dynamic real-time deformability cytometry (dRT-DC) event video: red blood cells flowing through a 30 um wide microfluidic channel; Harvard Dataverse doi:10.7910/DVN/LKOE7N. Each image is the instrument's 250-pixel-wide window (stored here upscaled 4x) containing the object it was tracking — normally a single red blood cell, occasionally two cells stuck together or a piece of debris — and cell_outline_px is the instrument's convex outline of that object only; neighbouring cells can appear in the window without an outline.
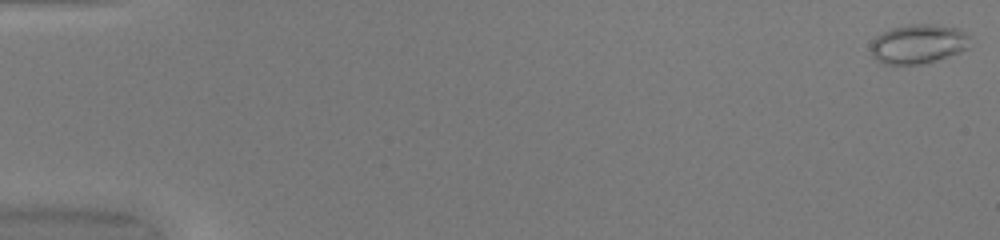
{"species": "common noctule bat (a hibernating species)", "species_latin": "Nyctalus noctula", "temperature_condition": "warm", "stored_images_in_passage": 51, "camera_frame_rate_fps": 3000, "um_per_image_px": 0.085, "animal": {"sex": "female", "body_mass_g": 20.0, "forearm_length_mm": 54.0}, "frame": {"image": 1, "passage_image": 1, "time_ms": 0.0, "image_size_px": [1000, 240], "cell_outline_px": [[968, 48], [960, 52], [920, 64], [884, 64], [876, 60], [872, 56], [872, 40], [876, 36], [892, 28], [912, 24], [932, 24], [956, 28], [964, 32], [968, 36]], "centroid_in_image_um": [78.02, 3.73], "position_along_channel_um": 7.0, "area_um2": 22.31}}
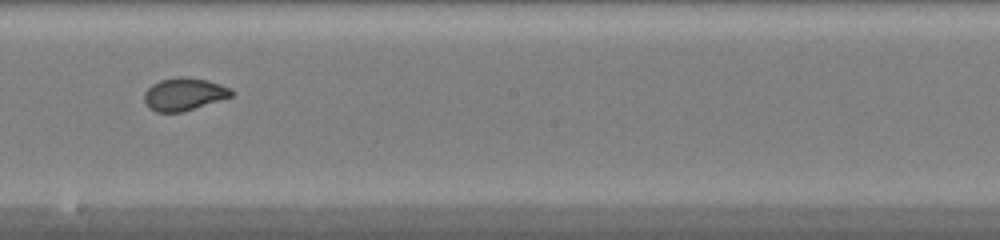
{"frame": {"image": 2, "passage_image": 30, "time_ms": 9.667, "image_size_px": [1000, 240], "cell_outline_px": [[236, 92], [232, 96], [184, 112], [156, 112], [148, 108], [144, 100], [144, 92], [152, 84], [160, 80], [180, 76], [184, 76], [208, 80], [232, 88]], "centroid_in_image_um": [15.66, 8.0], "position_along_channel_um": 232.5, "area_um2": 16.82}}
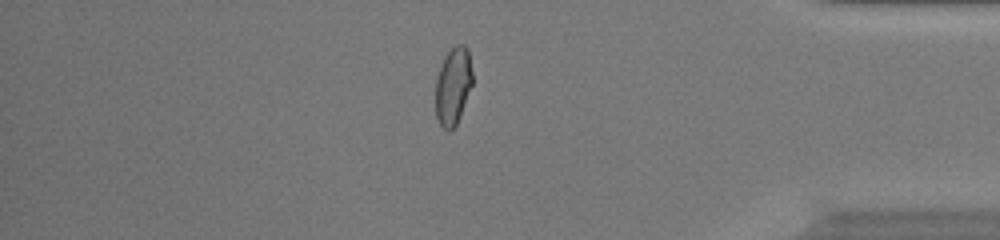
{"frame": {"image": 3, "passage_image": 44, "time_ms": 14.333, "image_size_px": [1000, 240], "cell_outline_px": [[472, 84], [460, 116], [456, 124], [448, 132], [440, 124], [436, 116], [436, 80], [444, 56], [456, 44], [464, 44], [468, 48], [472, 72]], "centroid_in_image_um": [38.52, 7.29], "position_along_channel_um": 396.7, "area_um2": 16.53}, "authors_computed_cell_mechanics": {"area_um2": 17.6868, "velocity_mm_per_s": 4.1062, "shape_relaxation_time_tau1_ms": 7.2659, "shape_relaxation_time_tau2_ms": null, "deformation_change_tau1": 0.2107, "deformation_change_tau2": null}}